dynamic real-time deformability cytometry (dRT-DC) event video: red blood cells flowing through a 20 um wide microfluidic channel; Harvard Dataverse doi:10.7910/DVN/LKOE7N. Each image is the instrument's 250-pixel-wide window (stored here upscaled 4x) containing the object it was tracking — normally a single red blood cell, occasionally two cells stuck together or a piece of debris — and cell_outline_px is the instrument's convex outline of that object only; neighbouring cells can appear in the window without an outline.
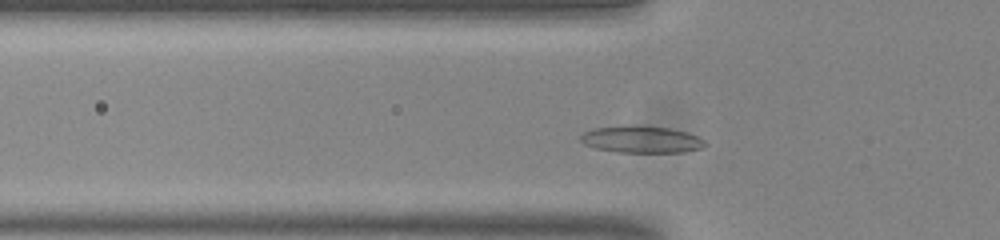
{"species": "common noctule bat (a hibernating species)", "species_latin": "Nyctalus noctula", "temperature_condition": "room temperature", "stored_images_in_passage": 20, "camera_frame_rate_fps": 3000, "um_per_image_px": 0.085, "animal": {"sex": "male", "body_mass_g": 20.0, "forearm_length_mm": 53.3}, "frame": {"image": 1, "passage_image": 8, "time_ms": 2.333, "image_size_px": [1000, 240], "cell_outline_px": [[708, 144], [700, 148], [684, 152], [616, 152], [596, 148], [584, 144], [580, 140], [580, 136], [584, 132], [592, 128], [628, 124], [668, 128], [688, 132], [704, 140]], "centroid_in_image_um": [54.49, 11.84], "position_along_channel_um": 71.3, "area_um2": 19.71}}
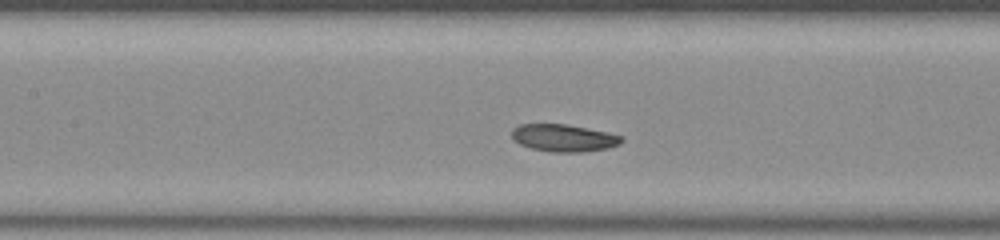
{"frame": {"image": 2, "passage_image": 15, "time_ms": 4.667, "image_size_px": [1000, 240], "cell_outline_px": [[624, 140], [620, 144], [608, 148], [584, 152], [552, 152], [532, 148], [520, 144], [512, 140], [512, 128], [520, 124], [568, 124], [608, 132], [624, 136]], "centroid_in_image_um": [47.94, 11.72], "position_along_channel_um": 159.5, "area_um2": 17.69}}
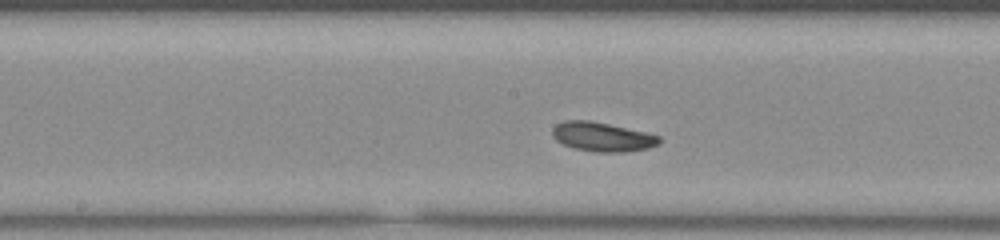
{"frame": {"image": 3, "passage_image": 18, "time_ms": 5.667, "image_size_px": [1000, 240], "cell_outline_px": [[660, 144], [648, 148], [624, 152], [592, 152], [572, 148], [556, 140], [552, 136], [552, 128], [556, 124], [564, 120], [588, 120], [608, 124], [644, 132], [660, 136]], "centroid_in_image_um": [51.16, 11.64], "position_along_channel_um": 197.0, "area_um2": 18.21}}